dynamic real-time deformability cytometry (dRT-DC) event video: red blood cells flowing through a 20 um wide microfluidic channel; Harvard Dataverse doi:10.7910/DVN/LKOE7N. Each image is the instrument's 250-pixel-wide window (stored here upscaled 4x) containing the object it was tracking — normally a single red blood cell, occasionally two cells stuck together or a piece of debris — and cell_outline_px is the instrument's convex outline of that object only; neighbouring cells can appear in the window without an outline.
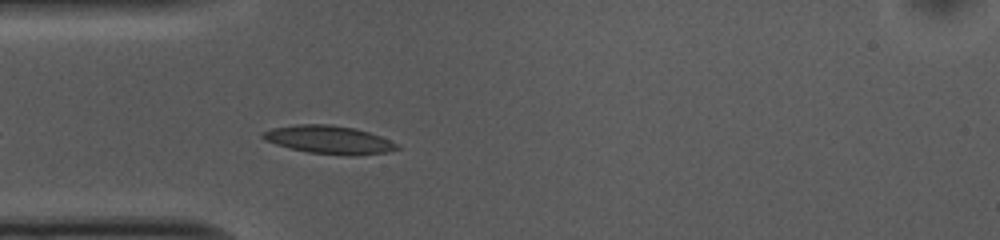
{"species": "common noctule bat (a hibernating species)", "species_latin": "Nyctalus noctula", "temperature_condition": "cold", "stored_images_in_passage": 24, "camera_frame_rate_fps": 3000, "um_per_image_px": 0.085, "animal": {"sex": "female", "body_mass_g": 10.0, "forearm_length_mm": 53.1}, "frame": {"image": 1, "passage_image": 4, "time_ms": 1.0, "image_size_px": [1000, 240], "cell_outline_px": [[400, 148], [388, 152], [356, 156], [352, 156], [308, 152], [276, 144], [264, 140], [260, 136], [264, 132], [272, 128], [296, 124], [328, 124], [356, 128], [380, 136], [400, 144]], "centroid_in_image_um": [28.01, 11.88], "position_along_channel_um": 57.0, "area_um2": 22.08}}
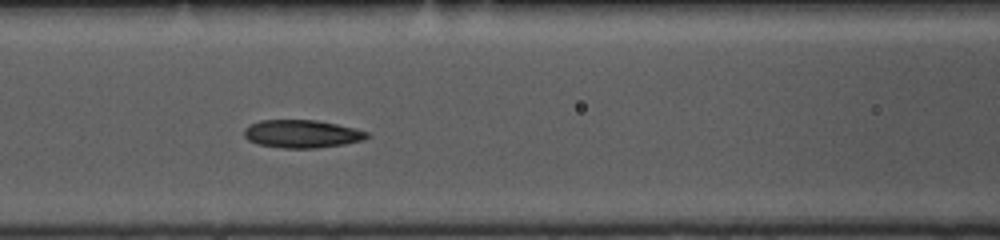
{"frame": {"image": 2, "passage_image": 11, "time_ms": 3.333, "image_size_px": [1000, 240], "cell_outline_px": [[372, 136], [364, 140], [344, 144], [316, 148], [284, 148], [260, 144], [248, 140], [244, 136], [244, 128], [248, 124], [260, 120], [316, 120], [356, 128], [368, 132]], "centroid_in_image_um": [25.68, 11.37], "position_along_channel_um": 140.9, "area_um2": 20.11}}
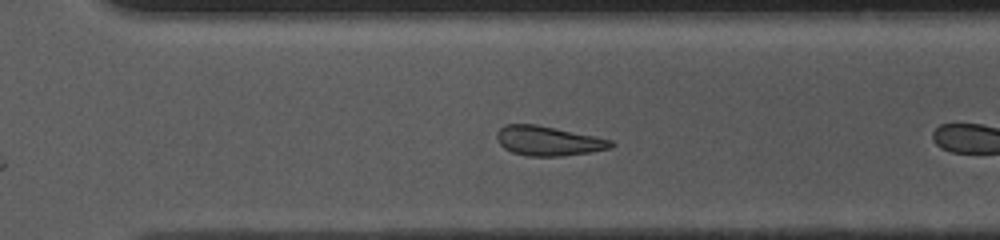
{"frame": {"image": 3, "passage_image": 23, "time_ms": 7.333, "image_size_px": [1000, 240], "cell_outline_px": [[616, 144], [612, 148], [592, 152], [564, 156], [528, 156], [512, 152], [504, 148], [500, 144], [496, 136], [496, 132], [504, 124], [536, 124], [596, 136], [612, 140]], "centroid_in_image_um": [46.63, 11.97], "position_along_channel_um": 324.0, "area_um2": 19.88}}